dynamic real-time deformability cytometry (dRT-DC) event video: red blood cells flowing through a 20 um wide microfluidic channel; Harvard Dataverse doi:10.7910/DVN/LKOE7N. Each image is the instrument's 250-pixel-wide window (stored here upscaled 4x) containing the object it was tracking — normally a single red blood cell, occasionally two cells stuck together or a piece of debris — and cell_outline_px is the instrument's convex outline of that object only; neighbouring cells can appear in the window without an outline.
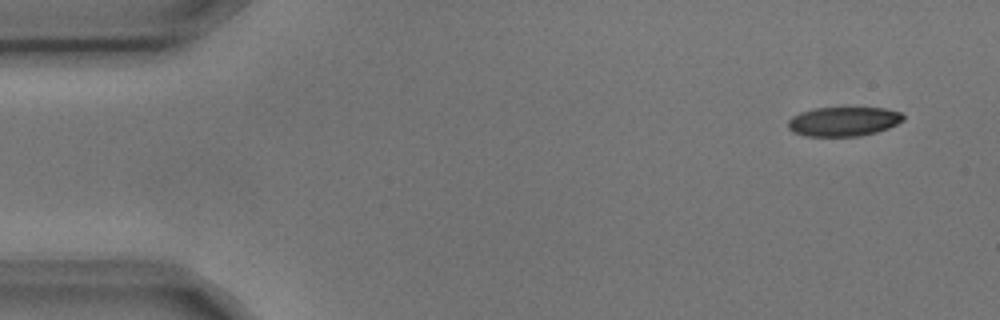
{"species": "common noctule bat (a hibernating species)", "species_latin": "Nyctalus noctula", "temperature_condition": "cold", "stored_images_in_passage": 3, "camera_frame_rate_fps": 3000, "um_per_image_px": 0.085, "animal": {"sex": "male", "body_mass_g": 17.9, "forearm_length_mm": 54.2}, "frame": {"image": 1, "passage_image": 1, "time_ms": 0.0, "image_size_px": [1000, 320], "cell_outline_px": [[904, 120], [888, 128], [876, 132], [860, 136], [804, 136], [792, 132], [788, 128], [788, 120], [792, 116], [800, 112], [812, 108], [884, 108], [900, 112], [904, 116]], "centroid_in_image_um": [71.67, 10.33], "position_along_channel_um": 13.3, "area_um2": 19.77}}